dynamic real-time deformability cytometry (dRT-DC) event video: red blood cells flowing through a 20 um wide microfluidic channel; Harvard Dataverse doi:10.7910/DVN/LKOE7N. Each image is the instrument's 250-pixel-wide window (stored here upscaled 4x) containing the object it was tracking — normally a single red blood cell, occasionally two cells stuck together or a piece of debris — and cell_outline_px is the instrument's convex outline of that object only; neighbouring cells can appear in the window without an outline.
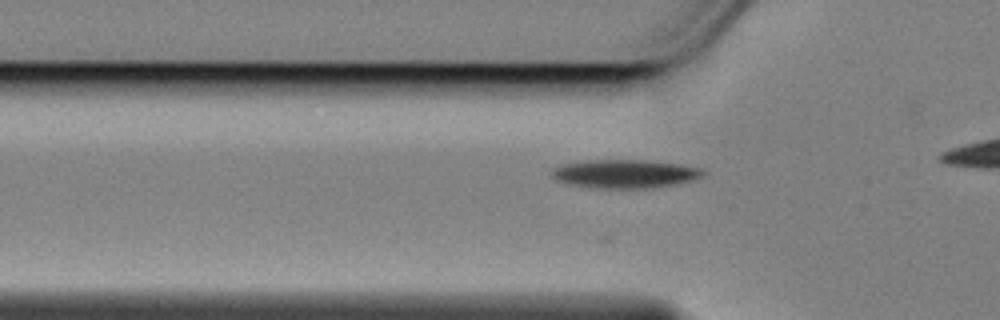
{"species": "Egyptian fruit bat (a non-hibernating species)", "species_latin": "Rousettus aegyptiacus", "temperature_condition": "cold", "stored_images_in_passage": 20, "camera_frame_rate_fps": 3000, "um_per_image_px": 0.085, "animal": {"sex": "female"}, "frame": {"image": 1, "passage_image": 10, "time_ms": 3.0, "image_size_px": [1000, 320], "cell_outline_px": [[708, 172], [704, 176], [692, 180], [676, 184], [652, 188], [600, 188], [572, 184], [556, 180], [552, 176], [552, 168], [560, 164], [588, 160], [652, 160], [680, 164], [700, 168]], "centroid_in_image_um": [53.16, 14.76], "position_along_channel_um": 72.6, "area_um2": 25.26}}
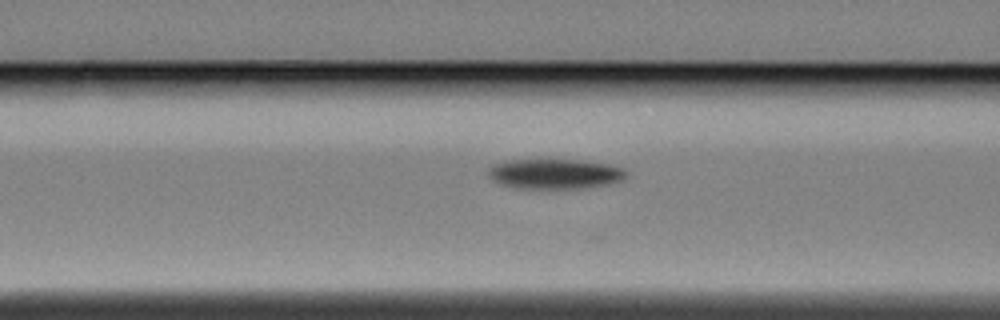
{"frame": {"image": 2, "passage_image": 14, "time_ms": 4.333, "image_size_px": [1000, 320], "cell_outline_px": [[628, 172], [620, 180], [608, 184], [584, 188], [512, 188], [500, 184], [492, 180], [488, 176], [488, 168], [492, 164], [508, 160], [584, 160], [608, 164], [624, 168]], "centroid_in_image_um": [47.12, 14.77], "position_along_channel_um": 119.5, "area_um2": 24.22}}
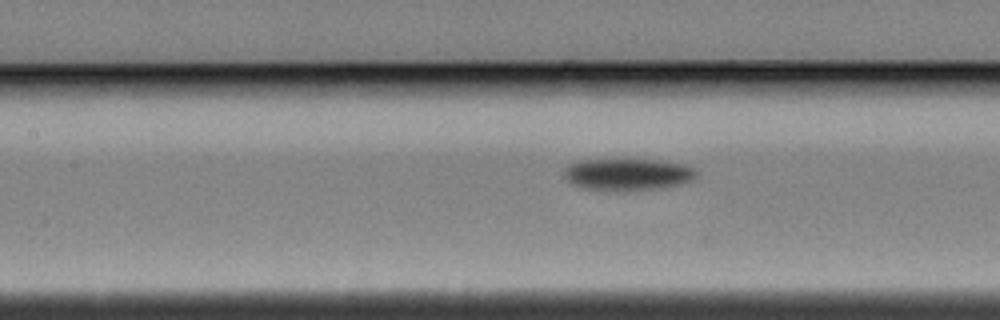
{"frame": {"image": 3, "passage_image": 17, "time_ms": 5.333, "image_size_px": [1000, 320], "cell_outline_px": [[696, 176], [692, 180], [680, 184], [660, 188], [624, 192], [584, 188], [572, 184], [564, 176], [564, 168], [568, 164], [580, 160], [628, 156], [664, 160], [680, 164], [692, 168], [696, 172]], "centroid_in_image_um": [53.3, 14.77], "position_along_channel_um": 154.1, "area_um2": 25.89}}